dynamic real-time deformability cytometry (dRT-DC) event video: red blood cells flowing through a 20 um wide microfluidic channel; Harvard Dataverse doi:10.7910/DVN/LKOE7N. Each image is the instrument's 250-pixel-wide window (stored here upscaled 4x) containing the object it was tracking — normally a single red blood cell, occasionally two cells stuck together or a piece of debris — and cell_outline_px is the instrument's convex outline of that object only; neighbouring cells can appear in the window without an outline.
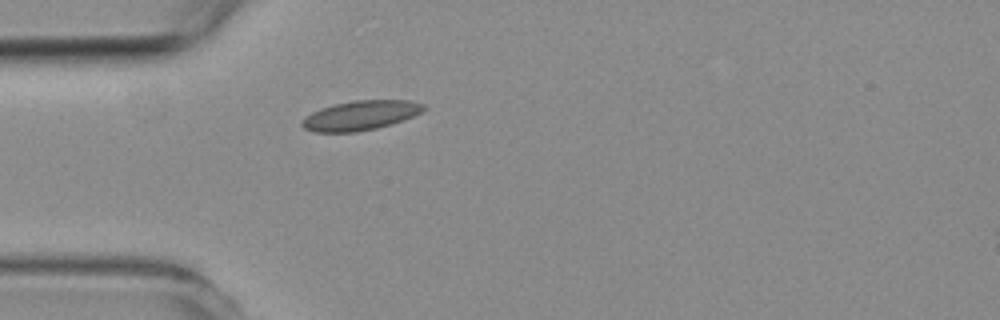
{"species": "common noctule bat (a hibernating species)", "species_latin": "Nyctalus noctula", "temperature_condition": "room temperature", "stored_images_in_passage": 1, "camera_frame_rate_fps": 3000, "um_per_image_px": 0.085, "animal": {"sex": "female", "body_mass_g": 19.3, "forearm_length_mm": 54.1}, "frame": {"image": 1, "passage_image": 1, "time_ms": 0.0, "image_size_px": [1000, 320], "cell_outline_px": [[428, 108], [404, 120], [376, 128], [356, 132], [312, 132], [304, 128], [300, 124], [300, 120], [304, 116], [320, 108], [332, 104], [352, 100], [412, 100], [424, 104]], "centroid_in_image_um": [30.6, 9.8], "position_along_channel_um": 54.4, "area_um2": 21.21}}